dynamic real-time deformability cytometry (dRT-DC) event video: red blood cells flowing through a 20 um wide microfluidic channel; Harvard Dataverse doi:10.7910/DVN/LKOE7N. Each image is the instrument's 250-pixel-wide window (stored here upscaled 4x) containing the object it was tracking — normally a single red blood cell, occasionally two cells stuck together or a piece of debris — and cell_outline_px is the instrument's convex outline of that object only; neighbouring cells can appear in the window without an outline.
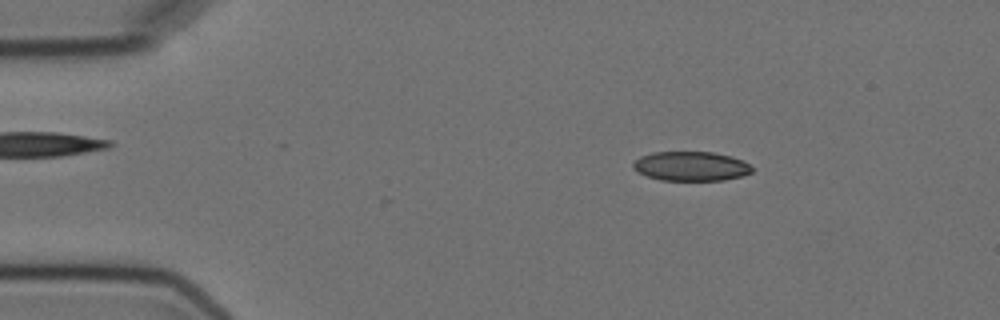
{"species": "Egyptian fruit bat (a non-hibernating species)", "species_latin": "Rousettus aegyptiacus", "temperature_condition": "cold", "stored_images_in_passage": 4, "camera_frame_rate_fps": 3000, "um_per_image_px": 0.085, "animal": {"sex": "female"}, "frame": {"image": 1, "passage_image": 2, "time_ms": 1.0, "image_size_px": [1000, 320], "cell_outline_px": [[752, 172], [744, 176], [724, 180], [660, 180], [648, 176], [632, 168], [632, 164], [640, 156], [652, 152], [712, 152], [728, 156], [740, 160], [748, 164], [752, 168]], "centroid_in_image_um": [58.72, 14.13], "position_along_channel_um": 26.3, "area_um2": 20.17}}